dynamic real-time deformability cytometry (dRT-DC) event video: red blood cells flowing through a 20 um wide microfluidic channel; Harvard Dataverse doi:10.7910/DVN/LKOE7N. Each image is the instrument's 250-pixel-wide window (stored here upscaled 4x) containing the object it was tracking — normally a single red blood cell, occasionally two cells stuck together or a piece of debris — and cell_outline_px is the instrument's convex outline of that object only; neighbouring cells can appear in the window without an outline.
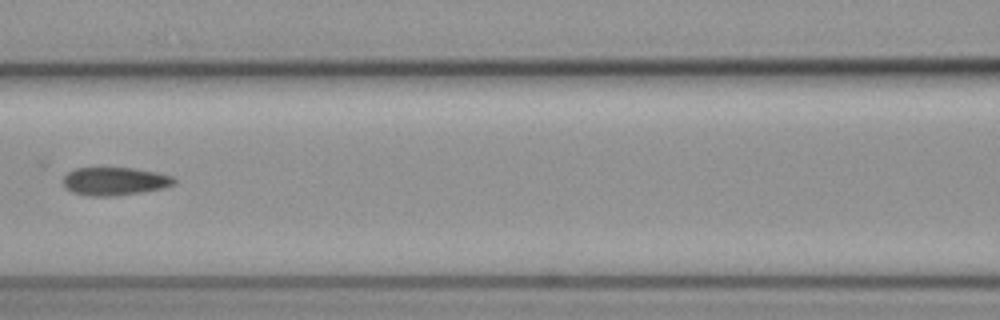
{"species": "common noctule bat (a hibernating species)", "species_latin": "Nyctalus noctula", "temperature_condition": "cold", "stored_images_in_passage": 10, "camera_frame_rate_fps": 3000, "um_per_image_px": 0.085, "animal": {"sex": "female", "body_mass_g": 19.3, "forearm_length_mm": 54.1}, "frame": {"image": 1, "passage_image": 7, "time_ms": 2.0, "image_size_px": [1000, 320], "cell_outline_px": [[176, 184], [164, 188], [116, 196], [88, 196], [72, 192], [64, 188], [64, 176], [68, 172], [76, 168], [136, 168], [156, 172], [172, 176], [176, 180]], "centroid_in_image_um": [9.76, 15.41], "position_along_channel_um": 156.8, "area_um2": 18.26}}
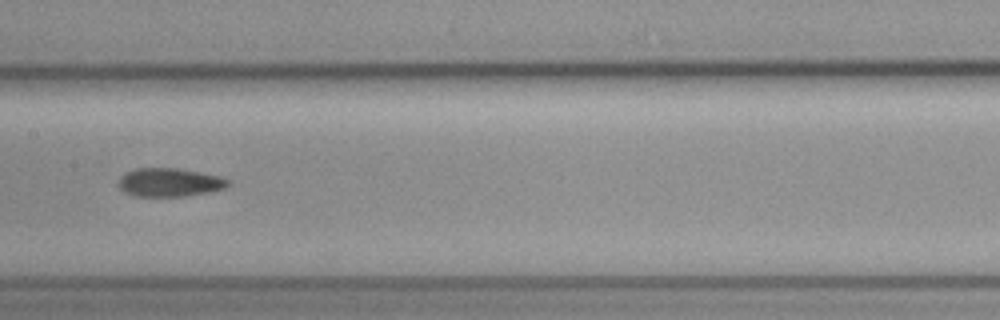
{"frame": {"image": 2, "passage_image": 8, "time_ms": 2.333, "image_size_px": [1000, 320], "cell_outline_px": [[228, 184], [224, 188], [208, 192], [184, 196], [136, 196], [124, 192], [120, 188], [120, 176], [124, 172], [136, 168], [180, 168], [220, 176], [228, 180]], "centroid_in_image_um": [14.38, 15.49], "position_along_channel_um": 193.0, "area_um2": 18.09}}
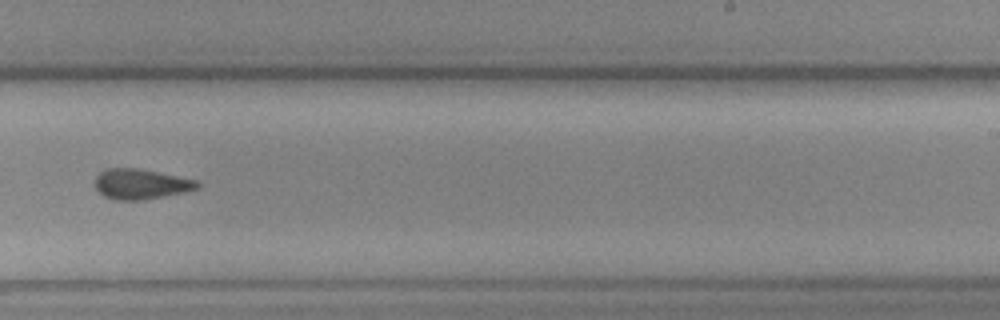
{"frame": {"image": 3, "passage_image": 10, "time_ms": 3.0, "image_size_px": [1000, 320], "cell_outline_px": [[200, 188], [184, 192], [144, 200], [116, 200], [104, 196], [96, 188], [96, 176], [100, 172], [108, 168], [136, 168], [200, 180]], "centroid_in_image_um": [12.02, 15.65], "position_along_channel_um": 277.0, "area_um2": 18.03}}